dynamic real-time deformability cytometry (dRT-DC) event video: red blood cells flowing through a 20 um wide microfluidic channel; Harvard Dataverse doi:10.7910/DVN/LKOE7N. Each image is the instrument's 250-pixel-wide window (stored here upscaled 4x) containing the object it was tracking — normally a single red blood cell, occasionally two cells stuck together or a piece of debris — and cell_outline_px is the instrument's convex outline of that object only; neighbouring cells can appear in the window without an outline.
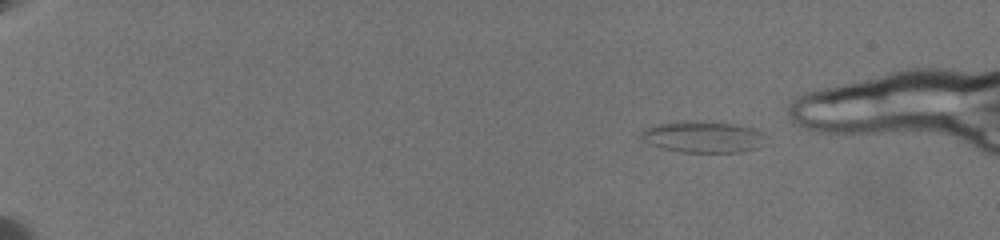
{"species": "common noctule bat (a hibernating species)", "species_latin": "Nyctalus noctula", "temperature_condition": "warm", "stored_images_in_passage": 11, "camera_frame_rate_fps": 3000, "um_per_image_px": 0.085, "animal": {"sex": "female", "body_mass_g": 19.5, "forearm_length_mm": 54.1}, "frame": {"image": 1, "passage_image": 1, "time_ms": 0.0, "image_size_px": [1000, 240], "cell_outline_px": [[768, 136], [756, 148], [740, 152], [680, 152], [660, 148], [648, 144], [640, 136], [648, 128], [660, 124], [732, 124], [752, 128]], "centroid_in_image_um": [59.8, 11.71], "position_along_channel_um": 25.2, "area_um2": 21.44}}
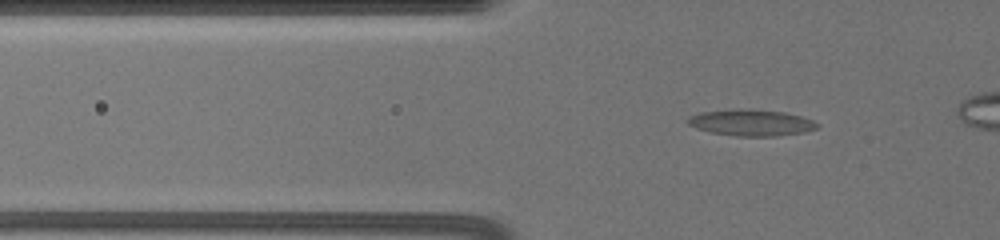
{"frame": {"image": 2, "passage_image": 8, "time_ms": 4.667, "image_size_px": [1000, 240], "cell_outline_px": [[820, 124], [816, 128], [804, 132], [776, 136], [736, 136], [712, 132], [696, 128], [688, 124], [688, 116], [700, 112], [748, 108], [784, 112], [800, 116], [812, 120]], "centroid_in_image_um": [63.85, 10.42], "position_along_channel_um": 61.9, "area_um2": 19.77}}
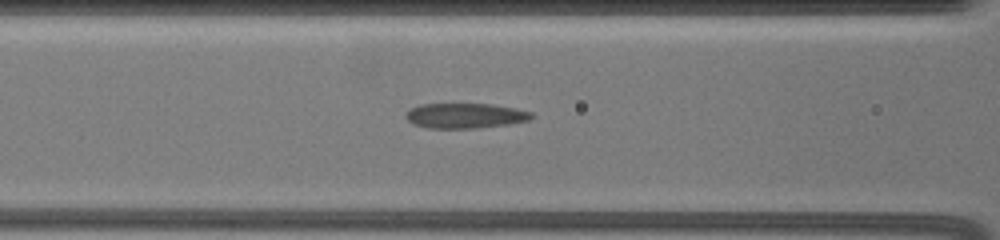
{"frame": {"image": 3, "passage_image": 11, "time_ms": 7.0, "image_size_px": [1000, 240], "cell_outline_px": [[532, 116], [528, 120], [508, 124], [476, 128], [428, 128], [412, 124], [404, 116], [412, 108], [420, 104], [492, 104], [532, 112]], "centroid_in_image_um": [39.5, 9.84], "position_along_channel_um": 127.1, "area_um2": 18.15}}